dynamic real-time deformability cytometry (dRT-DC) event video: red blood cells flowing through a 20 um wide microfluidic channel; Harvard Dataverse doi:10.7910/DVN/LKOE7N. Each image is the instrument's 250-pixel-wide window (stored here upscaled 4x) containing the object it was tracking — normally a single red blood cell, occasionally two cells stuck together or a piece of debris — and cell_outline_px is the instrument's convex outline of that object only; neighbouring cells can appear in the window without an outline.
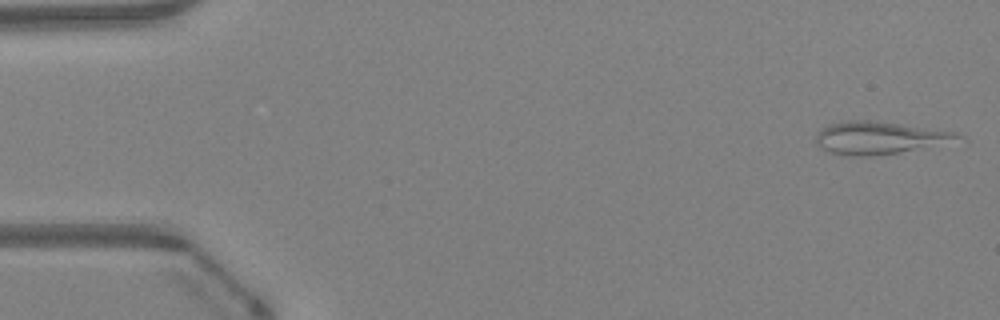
{"species": "Egyptian fruit bat (a non-hibernating species)", "species_latin": "Rousettus aegyptiacus", "temperature_condition": "warm", "stored_images_in_passage": 46, "camera_frame_rate_fps": 3000, "um_per_image_px": 0.085, "animal": {"sex": "female"}, "frame": {"image": 1, "passage_image": 1, "time_ms": 0.0, "image_size_px": [1000, 320], "cell_outline_px": [[964, 136], [896, 152], [868, 156], [848, 156], [828, 152], [820, 148], [816, 144], [816, 132], [820, 128], [828, 124], [848, 120], [872, 120], [956, 132]], "centroid_in_image_um": [74.49, 11.69], "position_along_channel_um": 10.5, "area_um2": 25.89}}
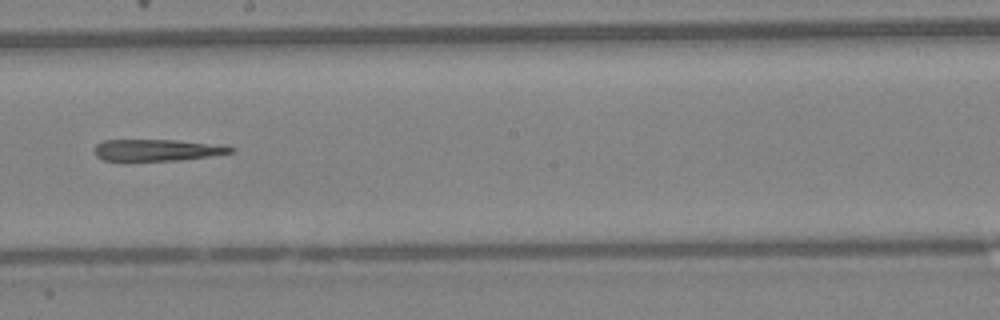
{"frame": {"image": 2, "passage_image": 26, "time_ms": 8.333, "image_size_px": [1000, 320], "cell_outline_px": [[236, 152], [212, 156], [180, 160], [104, 160], [96, 156], [96, 144], [104, 140], [176, 140], [224, 144], [236, 148]], "centroid_in_image_um": [13.49, 12.74], "position_along_channel_um": 234.7, "area_um2": 17.28}}
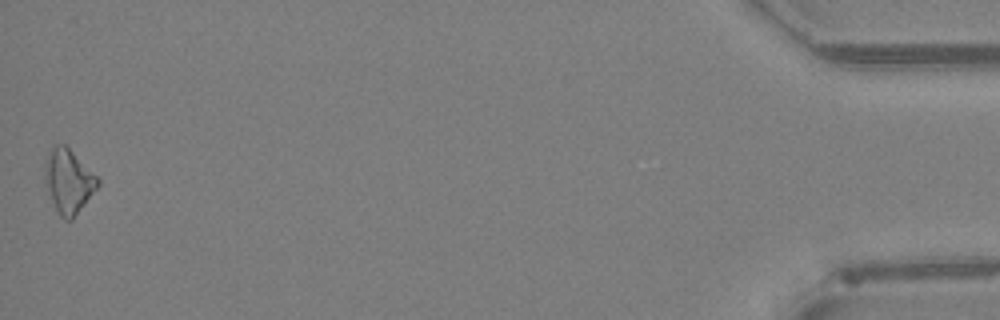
{"frame": {"image": 3, "passage_image": 46, "time_ms": 15.0, "image_size_px": [1000, 320], "cell_outline_px": [[100, 184], [72, 220], [64, 220], [60, 216], [52, 200], [44, 176], [44, 164], [48, 152], [52, 144], [64, 144], [100, 180]], "centroid_in_image_um": [5.8, 15.38], "position_along_channel_um": 429.4, "area_um2": 19.31}}